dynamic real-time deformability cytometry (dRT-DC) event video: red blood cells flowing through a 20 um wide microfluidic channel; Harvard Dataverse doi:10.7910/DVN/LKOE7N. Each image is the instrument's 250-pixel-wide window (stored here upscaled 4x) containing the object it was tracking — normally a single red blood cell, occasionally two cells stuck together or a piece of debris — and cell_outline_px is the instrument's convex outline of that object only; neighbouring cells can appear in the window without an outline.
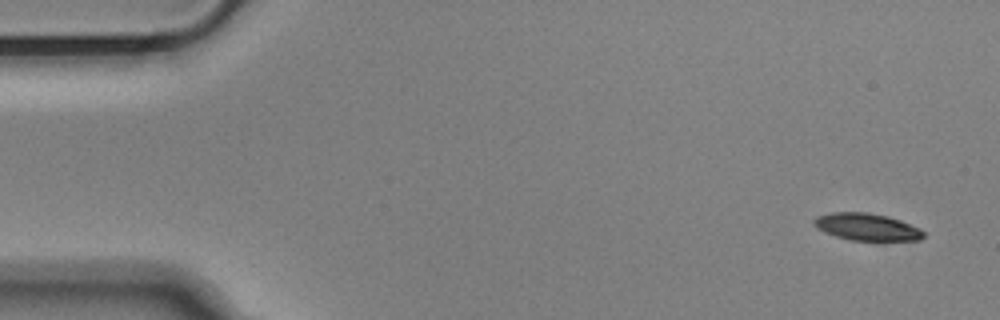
{"species": "Egyptian fruit bat (a non-hibernating species)", "species_latin": "Rousettus aegyptiacus", "temperature_condition": "cold", "stored_images_in_passage": 53, "camera_frame_rate_fps": 3000, "um_per_image_px": 0.085, "animal": {"sex": "male"}, "frame": {"image": 1, "passage_image": 1, "time_ms": 0.0, "image_size_px": [1000, 320], "cell_outline_px": [[924, 236], [920, 240], [848, 240], [824, 232], [816, 228], [812, 224], [812, 220], [816, 216], [832, 212], [868, 212], [888, 216], [900, 220], [920, 228], [924, 232]], "centroid_in_image_um": [73.64, 19.28], "position_along_channel_um": 11.4, "area_um2": 17.46}}
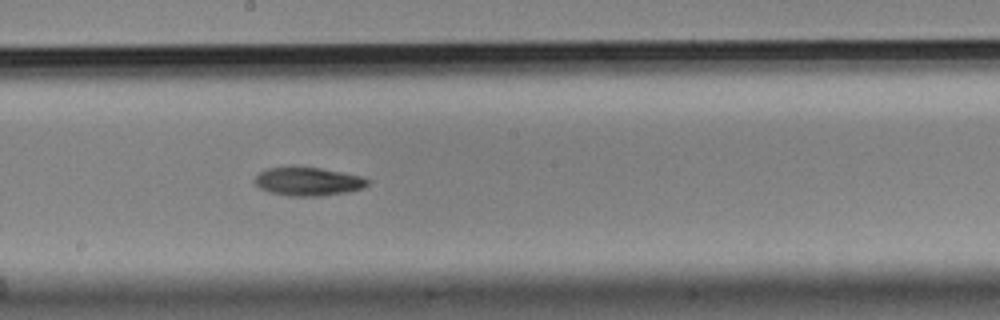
{"frame": {"image": 2, "passage_image": 28, "time_ms": 9.0, "image_size_px": [1000, 320], "cell_outline_px": [[368, 184], [364, 188], [348, 192], [324, 196], [288, 196], [268, 192], [260, 188], [256, 184], [256, 176], [260, 172], [268, 168], [320, 168], [360, 176], [368, 180]], "centroid_in_image_um": [26.2, 15.46], "position_along_channel_um": 222.0, "area_um2": 18.38}}
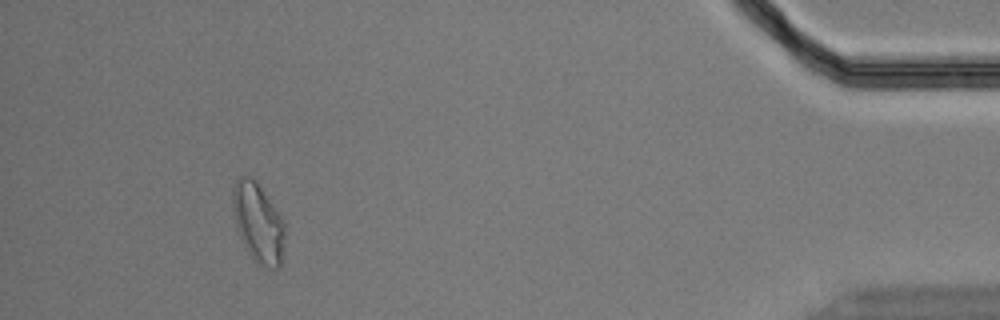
{"frame": {"image": 3, "passage_image": 49, "time_ms": 16.0, "image_size_px": [1000, 320], "cell_outline_px": [[288, 232], [280, 264], [276, 268], [268, 268], [256, 264], [248, 252], [240, 236], [236, 224], [232, 208], [232, 188], [236, 180], [240, 176], [252, 176], [256, 180], [276, 208]], "centroid_in_image_um": [21.96, 18.93], "position_along_channel_um": 413.2, "area_um2": 24.51}, "authors_computed_cell_mechanics": {"area_um2": 18.8428, "velocity_mm_per_s": 3.6424, "shape_relaxation_time_tau1_ms": 5.0147, "shape_relaxation_time_tau2_ms": 8.8484, "deformation_change_tau1": 0.1398, "deformation_change_tau2": 0.1588}}